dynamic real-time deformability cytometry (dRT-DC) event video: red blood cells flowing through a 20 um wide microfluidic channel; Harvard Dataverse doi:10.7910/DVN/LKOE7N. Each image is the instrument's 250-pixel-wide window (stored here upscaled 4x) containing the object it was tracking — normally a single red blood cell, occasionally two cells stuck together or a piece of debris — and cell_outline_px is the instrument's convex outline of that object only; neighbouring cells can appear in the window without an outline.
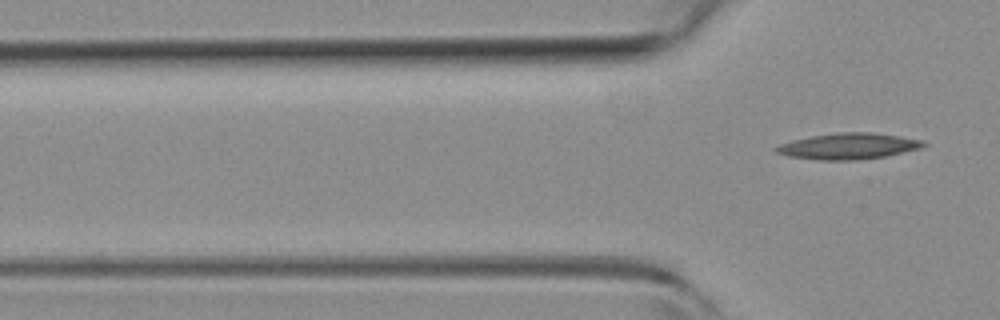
{"species": "common noctule bat (a hibernating species)", "species_latin": "Nyctalus noctula", "temperature_condition": "room temperature", "stored_images_in_passage": 6, "camera_frame_rate_fps": 3000, "um_per_image_px": 0.085, "animal": {"sex": "female", "body_mass_g": 19.3, "forearm_length_mm": 54.1}, "frame": {"image": 1, "passage_image": 6, "time_ms": 1.667, "image_size_px": [1000, 320], "cell_outline_px": [[928, 144], [920, 148], [884, 156], [852, 160], [816, 160], [788, 156], [776, 152], [772, 148], [780, 144], [792, 140], [812, 136], [840, 132], [872, 132], [900, 136], [924, 140]], "centroid_in_image_um": [72.1, 12.42], "position_along_channel_um": 53.7, "area_um2": 22.31}}